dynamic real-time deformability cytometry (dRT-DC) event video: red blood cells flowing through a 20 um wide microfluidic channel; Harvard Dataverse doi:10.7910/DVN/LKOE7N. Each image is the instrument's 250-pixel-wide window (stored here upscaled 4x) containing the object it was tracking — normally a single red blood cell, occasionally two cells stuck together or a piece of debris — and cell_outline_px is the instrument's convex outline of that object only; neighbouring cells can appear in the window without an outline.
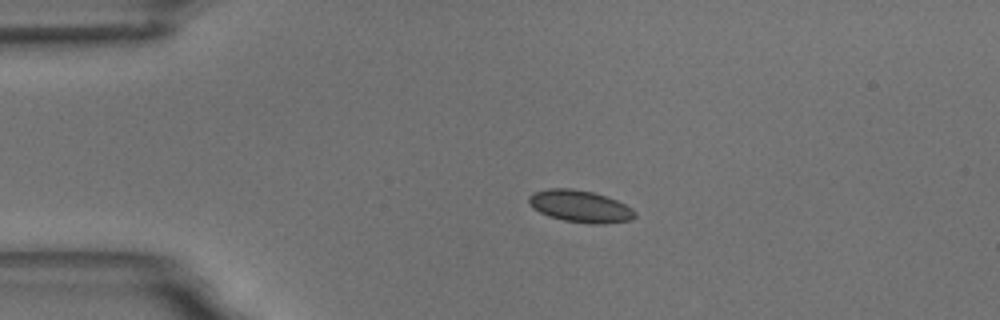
{"species": "common noctule bat (a hibernating species)", "species_latin": "Nyctalus noctula", "temperature_condition": "room temperature", "stored_images_in_passage": 4, "camera_frame_rate_fps": 3000, "um_per_image_px": 0.085, "animal": {"sex": "male", "body_mass_g": 18.8}, "frame": {"image": 1, "passage_image": 3, "time_ms": 2.667, "image_size_px": [1000, 320], "cell_outline_px": [[636, 216], [632, 220], [604, 224], [588, 224], [564, 220], [548, 216], [532, 208], [528, 204], [528, 196], [532, 192], [548, 188], [572, 188], [592, 192], [616, 200], [632, 208], [636, 212]], "centroid_in_image_um": [49.28, 17.54], "position_along_channel_um": 35.7, "area_um2": 20.0}}